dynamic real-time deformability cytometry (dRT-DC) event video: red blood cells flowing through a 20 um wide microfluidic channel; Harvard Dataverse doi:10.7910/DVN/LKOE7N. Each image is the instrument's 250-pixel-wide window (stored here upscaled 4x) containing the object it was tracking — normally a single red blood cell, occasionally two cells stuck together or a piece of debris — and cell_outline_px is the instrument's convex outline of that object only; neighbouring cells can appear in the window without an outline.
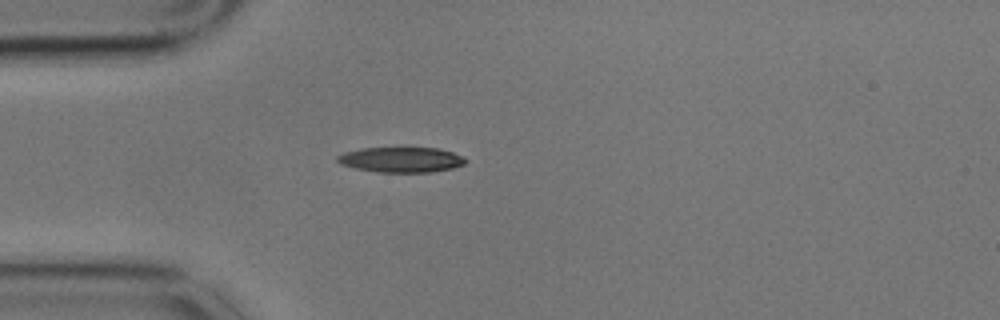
{"species": "common noctule bat (a hibernating species)", "species_latin": "Nyctalus noctula", "temperature_condition": "cold", "stored_images_in_passage": 23, "camera_frame_rate_fps": 3000, "um_per_image_px": 0.085, "animal": {"sex": "male", "body_mass_g": 17.9}, "frame": {"image": 1, "passage_image": 1, "time_ms": 0.0, "image_size_px": [1000, 320], "cell_outline_px": [[468, 160], [464, 164], [452, 168], [432, 172], [380, 172], [356, 168], [340, 164], [336, 160], [336, 156], [344, 152], [360, 148], [436, 148], [452, 152], [464, 156]], "centroid_in_image_um": [34.1, 13.57], "position_along_channel_um": 50.9, "area_um2": 18.84}}
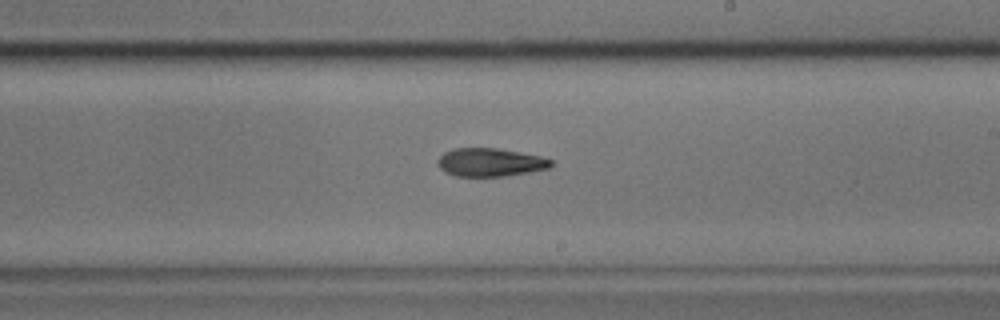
{"frame": {"image": 2, "passage_image": 19, "time_ms": 6.0, "image_size_px": [1000, 320], "cell_outline_px": [[552, 164], [548, 168], [528, 172], [504, 176], [456, 176], [444, 172], [436, 164], [436, 160], [444, 152], [456, 148], [496, 148], [540, 156], [552, 160]], "centroid_in_image_um": [41.61, 13.8], "position_along_channel_um": 247.4, "area_um2": 18.55}}
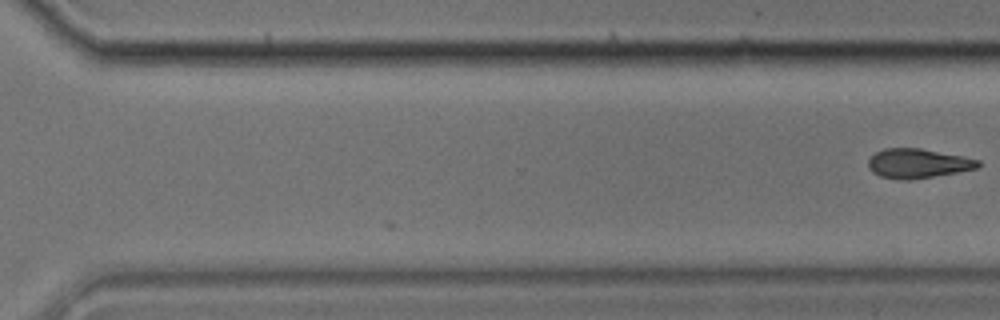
{"frame": {"image": 3, "passage_image": 23, "time_ms": 7.333, "image_size_px": [1000, 320], "cell_outline_px": [[980, 164], [976, 168], [956, 172], [912, 180], [900, 180], [880, 176], [872, 172], [868, 168], [868, 160], [876, 152], [884, 148], [920, 148], [980, 160]], "centroid_in_image_um": [77.96, 13.89], "position_along_channel_um": 292.6, "area_um2": 18.67}}